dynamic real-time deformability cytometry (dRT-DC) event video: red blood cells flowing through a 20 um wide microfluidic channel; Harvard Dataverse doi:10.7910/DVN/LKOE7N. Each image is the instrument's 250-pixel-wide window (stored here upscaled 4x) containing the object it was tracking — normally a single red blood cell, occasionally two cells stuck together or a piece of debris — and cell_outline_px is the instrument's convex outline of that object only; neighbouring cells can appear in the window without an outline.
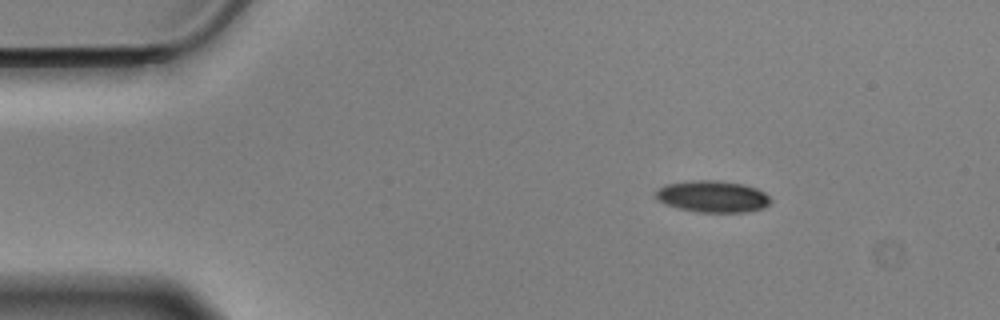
{"species": "Egyptian fruit bat (a non-hibernating species)", "species_latin": "Rousettus aegyptiacus", "temperature_condition": "cold", "stored_images_in_passage": 50, "camera_frame_rate_fps": 3000, "um_per_image_px": 0.085, "animal": {"sex": "male"}, "frame": {"image": 1, "passage_image": 1, "time_ms": 0.0, "image_size_px": [1000, 320], "cell_outline_px": [[772, 200], [764, 208], [748, 212], [696, 212], [664, 204], [656, 196], [656, 192], [664, 184], [692, 180], [720, 180], [744, 184], [756, 188], [764, 192]], "centroid_in_image_um": [60.6, 16.7], "position_along_channel_um": 24.4, "area_um2": 21.27}}
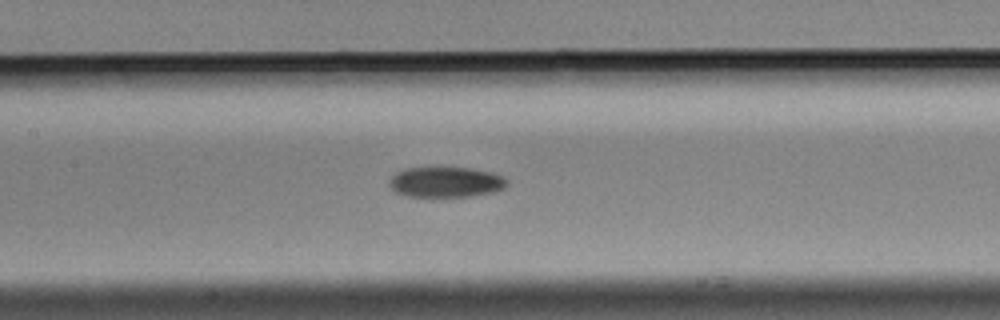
{"frame": {"image": 2, "passage_image": 19, "time_ms": 6.0, "image_size_px": [1000, 320], "cell_outline_px": [[508, 184], [504, 188], [496, 192], [472, 196], [408, 196], [396, 192], [388, 184], [388, 180], [396, 172], [404, 168], [440, 164], [472, 168], [492, 172], [504, 176], [508, 180]], "centroid_in_image_um": [37.9, 15.41], "position_along_channel_um": 169.5, "area_um2": 21.96}}
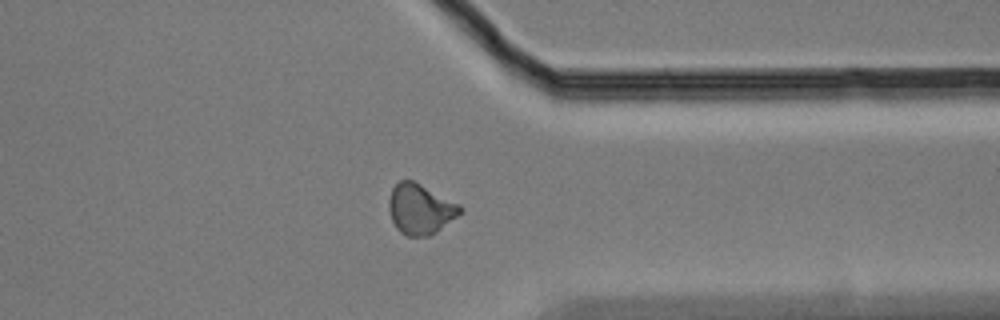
{"frame": {"image": 3, "passage_image": 37, "time_ms": 12.0, "image_size_px": [1000, 320], "cell_outline_px": [[464, 212], [436, 232], [428, 236], [408, 236], [400, 232], [396, 228], [392, 220], [388, 208], [388, 200], [392, 188], [400, 180], [412, 180], [460, 204], [464, 208]], "centroid_in_image_um": [35.74, 17.78], "position_along_channel_um": 375.7, "area_um2": 20.98}, "authors_computed_cell_mechanics": {"area_um2": 20.9525, "velocity_mm_per_s": 3.5072, "shape_relaxation_time_tau1_ms": 4.4838, "shape_relaxation_time_tau2_ms": 5.7924, "deformation_change_tau1": 0.1081, "deformation_change_tau2": 0.1135}}